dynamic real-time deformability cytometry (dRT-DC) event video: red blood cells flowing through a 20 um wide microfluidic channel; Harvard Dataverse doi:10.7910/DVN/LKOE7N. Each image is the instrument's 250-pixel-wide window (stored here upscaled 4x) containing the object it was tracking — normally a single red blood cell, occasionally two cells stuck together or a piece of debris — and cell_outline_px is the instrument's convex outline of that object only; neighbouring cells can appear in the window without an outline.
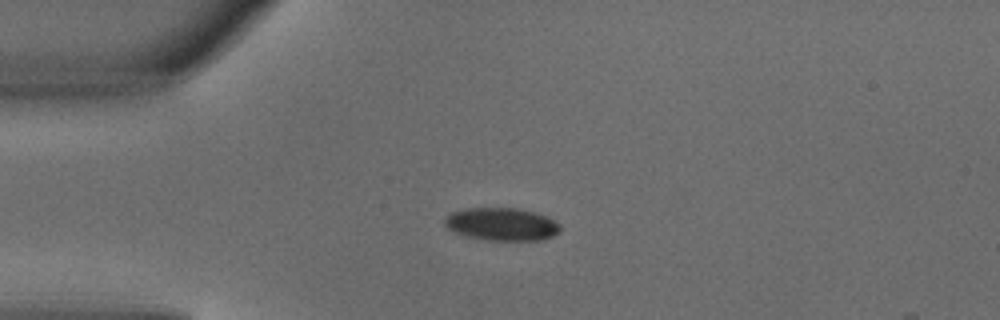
{"species": "common noctule bat (a hibernating species)", "species_latin": "Nyctalus noctula", "temperature_condition": "warm", "stored_images_in_passage": 3, "camera_frame_rate_fps": 3000, "um_per_image_px": 0.085, "animal": {"sex": "male", "body_mass_g": 18.8}, "frame": {"image": 1, "passage_image": 1, "time_ms": 0.0, "image_size_px": [1000, 320], "cell_outline_px": [[560, 232], [552, 236], [540, 240], [488, 240], [468, 236], [456, 232], [448, 228], [444, 224], [444, 220], [452, 212], [464, 208], [516, 208], [532, 212], [544, 216], [560, 224]], "centroid_in_image_um": [42.64, 19.05], "position_along_channel_um": 42.4, "area_um2": 21.73}}
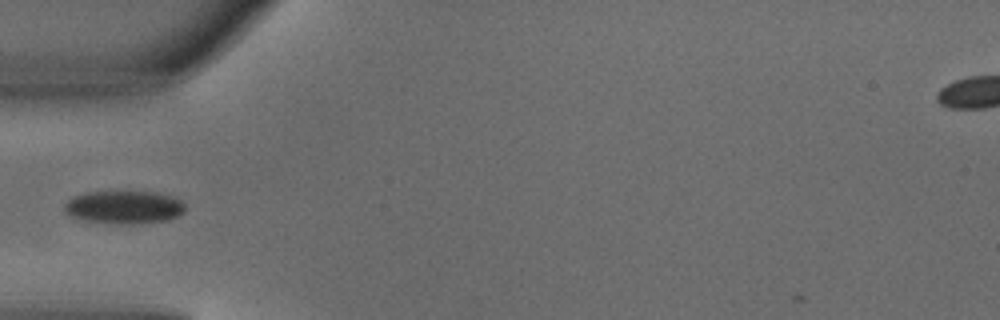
{"frame": {"image": 2, "passage_image": 2, "time_ms": 0.333, "image_size_px": [1000, 320], "cell_outline_px": [[184, 212], [180, 216], [168, 220], [136, 224], [116, 224], [84, 220], [68, 216], [64, 212], [64, 204], [72, 196], [88, 192], [156, 192], [172, 196], [180, 200], [184, 204]], "centroid_in_image_um": [10.53, 17.62], "position_along_channel_um": 74.5, "area_um2": 23.47}}
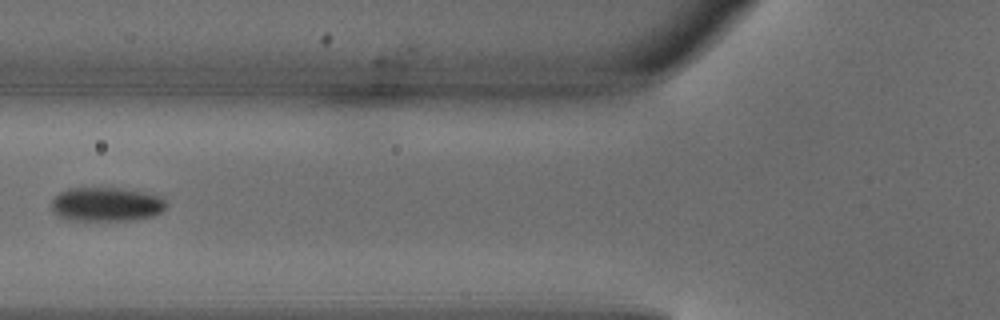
{"frame": {"image": 3, "passage_image": 3, "time_ms": 0.667, "image_size_px": [1000, 320], "cell_outline_px": [[168, 204], [160, 212], [152, 216], [136, 220], [68, 220], [56, 216], [52, 212], [52, 200], [60, 192], [68, 188], [124, 188], [148, 192], [164, 196]], "centroid_in_image_um": [9.07, 17.36], "position_along_channel_um": 116.7, "area_um2": 23.24}}